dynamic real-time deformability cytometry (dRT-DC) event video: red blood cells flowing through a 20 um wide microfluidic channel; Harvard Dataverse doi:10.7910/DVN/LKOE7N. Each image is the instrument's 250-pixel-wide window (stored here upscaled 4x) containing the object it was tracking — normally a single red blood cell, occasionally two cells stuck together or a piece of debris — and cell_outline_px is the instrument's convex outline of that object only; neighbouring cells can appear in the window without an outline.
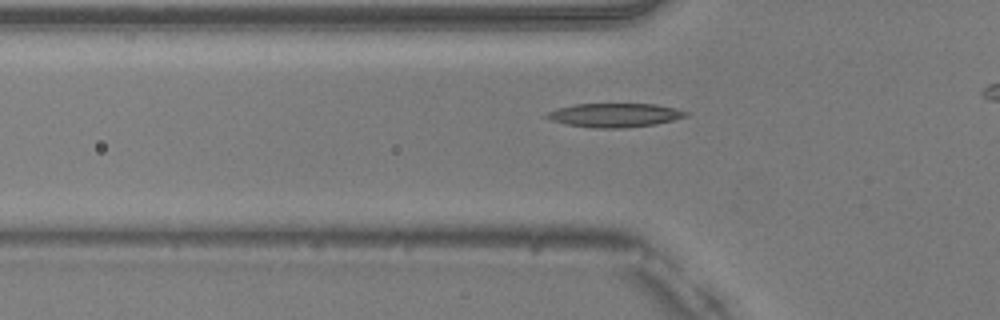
{"species": "common noctule bat (a hibernating species)", "species_latin": "Nyctalus noctula", "temperature_condition": "warm", "stored_images_in_passage": 37, "camera_frame_rate_fps": 3000, "um_per_image_px": 0.085, "animal": {"sex": "male", "body_mass_g": 20.5, "forearm_length_mm": 52.5}, "frame": {"image": 1, "passage_image": 12, "time_ms": 3.667, "image_size_px": [1000, 320], "cell_outline_px": [[692, 112], [688, 116], [656, 124], [624, 128], [592, 128], [568, 124], [552, 120], [544, 116], [548, 112], [556, 108], [572, 104], [656, 104], [676, 108]], "centroid_in_image_um": [52.29, 9.78], "position_along_channel_um": 73.5, "area_um2": 19.48}}
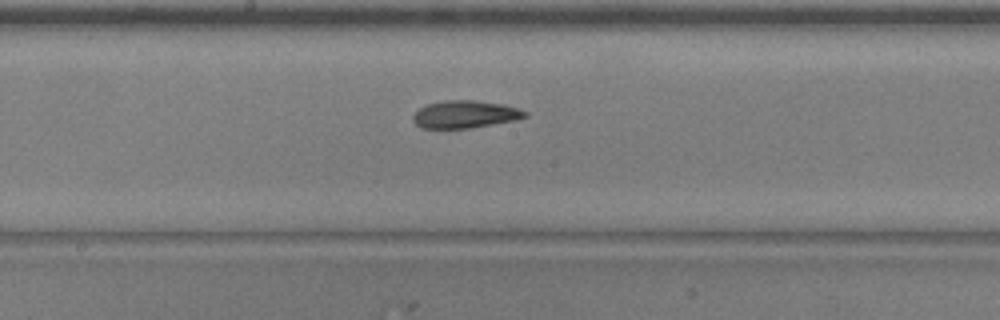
{"frame": {"image": 2, "passage_image": 22, "time_ms": 7.0, "image_size_px": [1000, 320], "cell_outline_px": [[528, 116], [516, 120], [472, 128], [420, 128], [412, 120], [412, 116], [420, 108], [428, 104], [444, 100], [476, 100], [504, 104], [528, 112]], "centroid_in_image_um": [39.54, 9.72], "position_along_channel_um": 208.7, "area_um2": 18.03}}
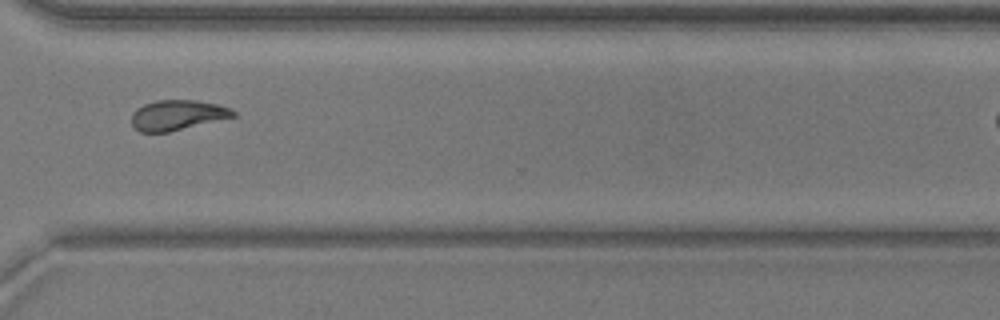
{"frame": {"image": 3, "passage_image": 33, "time_ms": 10.667, "image_size_px": [1000, 320], "cell_outline_px": [[236, 116], [168, 132], [140, 132], [132, 124], [132, 112], [136, 108], [144, 104], [156, 100], [196, 100], [220, 104], [236, 112]], "centroid_in_image_um": [15.07, 9.77], "position_along_channel_um": 355.5, "area_um2": 17.8}}